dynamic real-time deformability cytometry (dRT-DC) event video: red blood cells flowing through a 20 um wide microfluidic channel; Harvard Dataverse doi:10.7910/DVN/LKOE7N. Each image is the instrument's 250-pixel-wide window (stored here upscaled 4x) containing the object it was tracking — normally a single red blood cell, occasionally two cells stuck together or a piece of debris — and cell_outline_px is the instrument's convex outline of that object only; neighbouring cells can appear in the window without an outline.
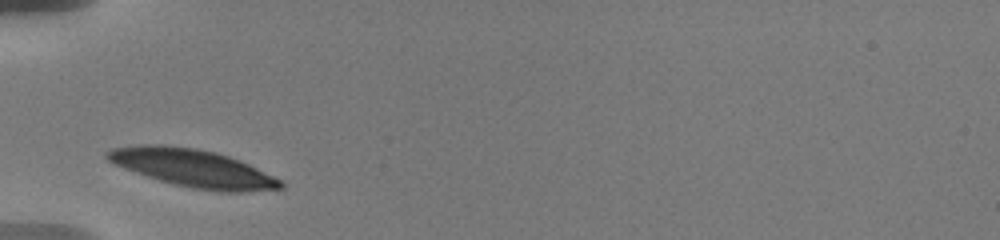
{"species": "human", "species_latin": "Homo sapiens", "temperature_condition": "warm", "stored_images_in_passage": 14, "camera_frame_rate_fps": 3000, "um_per_image_px": 0.085, "donor": {"sex": "male"}, "frame": {"image": 1, "passage_image": 1, "time_ms": 0.0, "image_size_px": [1000, 240], "cell_outline_px": [[284, 188], [244, 192], [220, 192], [192, 188], [160, 180], [112, 164], [104, 156], [104, 152], [112, 148], [140, 144], [164, 144], [196, 148], [216, 152], [240, 160], [284, 180]], "centroid_in_image_um": [16.42, 14.28], "position_along_channel_um": 68.6, "area_um2": 38.38}}
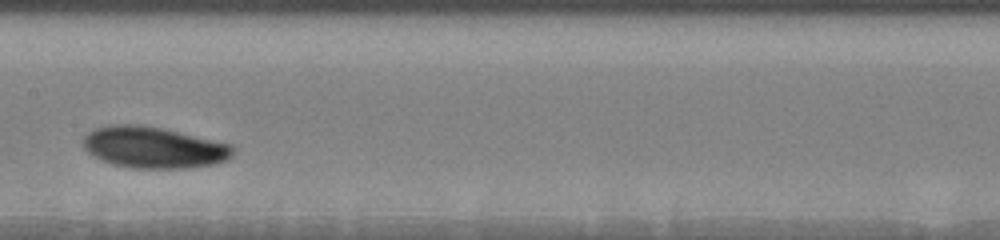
{"frame": {"image": 2, "passage_image": 4, "time_ms": 3.667, "image_size_px": [1000, 240], "cell_outline_px": [[232, 156], [228, 160], [216, 164], [192, 168], [128, 168], [112, 164], [100, 160], [88, 152], [84, 148], [84, 136], [88, 132], [96, 128], [108, 124], [140, 124], [164, 128], [232, 144]], "centroid_in_image_um": [13.07, 12.53], "position_along_channel_um": 194.3, "area_um2": 36.53}}
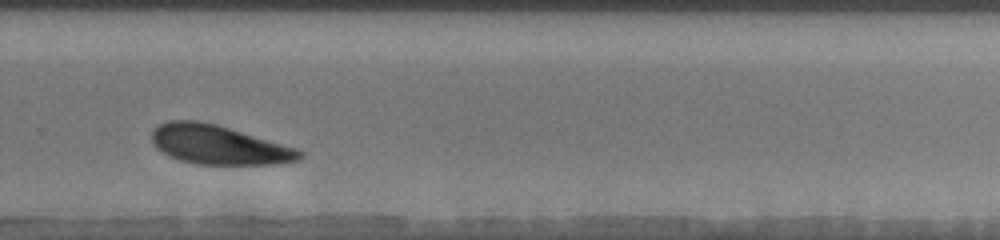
{"frame": {"image": 3, "passage_image": 8, "time_ms": 7.0, "image_size_px": [1000, 240], "cell_outline_px": [[304, 156], [296, 160], [280, 164], [196, 164], [180, 160], [168, 156], [160, 152], [152, 144], [152, 132], [160, 124], [168, 120], [196, 120], [216, 124], [296, 148], [304, 152]], "centroid_in_image_um": [18.55, 12.31], "position_along_channel_um": 311.2, "area_um2": 33.64}, "authors_computed_cell_mechanics": {"area_um2": 34.1309, "velocity_mm_per_s": 3.518, "shape_relaxation_time_tau1_ms": 0.879, "shape_relaxation_time_tau2_ms": null, "deformation_change_tau1": 0.0598, "deformation_change_tau2": null}}